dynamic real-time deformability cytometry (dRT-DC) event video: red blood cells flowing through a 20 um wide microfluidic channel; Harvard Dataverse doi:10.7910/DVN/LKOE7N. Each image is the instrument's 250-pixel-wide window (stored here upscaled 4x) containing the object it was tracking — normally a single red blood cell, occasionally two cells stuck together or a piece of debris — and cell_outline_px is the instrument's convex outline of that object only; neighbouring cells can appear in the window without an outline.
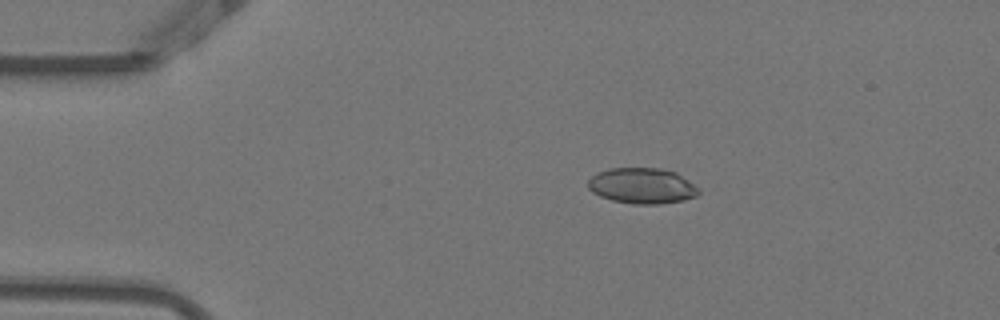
{"species": "Egyptian fruit bat (a non-hibernating species)", "species_latin": "Rousettus aegyptiacus", "temperature_condition": "warm", "stored_images_in_passage": 47, "camera_frame_rate_fps": 3000, "um_per_image_px": 0.085, "animal": {"sex": "female"}, "frame": {"image": 1, "passage_image": 4, "time_ms": 1.0, "image_size_px": [1000, 320], "cell_outline_px": [[700, 192], [696, 196], [684, 200], [660, 204], [632, 204], [612, 200], [600, 196], [592, 192], [588, 188], [588, 180], [596, 172], [608, 168], [660, 168], [676, 172], [700, 188]], "centroid_in_image_um": [54.58, 15.79], "position_along_channel_um": 30.4, "area_um2": 23.24}}
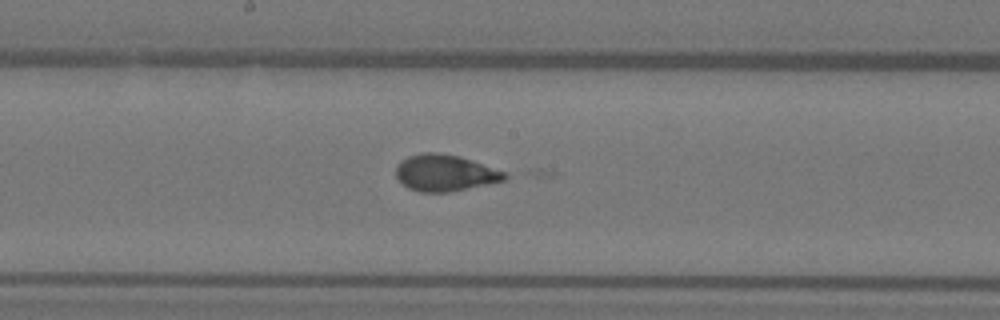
{"frame": {"image": 2, "passage_image": 22, "time_ms": 7.0, "image_size_px": [1000, 320], "cell_outline_px": [[508, 176], [504, 180], [448, 192], [420, 192], [408, 188], [396, 176], [396, 164], [400, 160], [408, 156], [424, 152], [436, 152], [460, 156], [472, 160], [504, 172]], "centroid_in_image_um": [37.77, 14.68], "position_along_channel_um": 210.4, "area_um2": 22.89}}
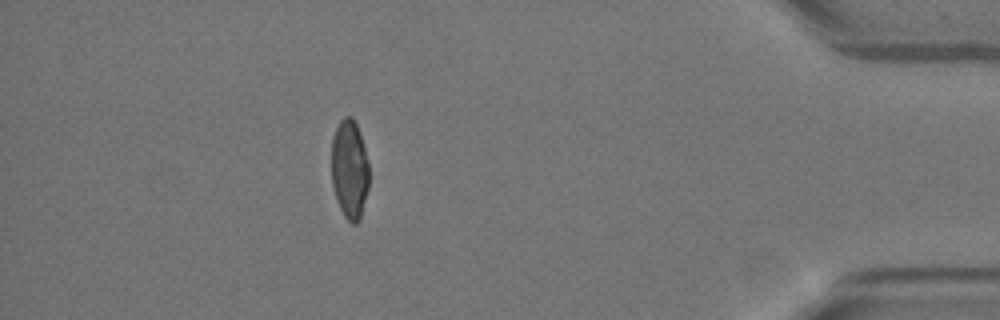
{"frame": {"image": 3, "passage_image": 41, "time_ms": 13.333, "image_size_px": [1000, 320], "cell_outline_px": [[368, 188], [360, 220], [356, 224], [352, 224], [344, 216], [336, 200], [332, 184], [332, 136], [340, 120], [344, 116], [352, 116], [356, 124], [368, 160]], "centroid_in_image_um": [29.7, 14.41], "position_along_channel_um": 405.5, "area_um2": 21.68}}